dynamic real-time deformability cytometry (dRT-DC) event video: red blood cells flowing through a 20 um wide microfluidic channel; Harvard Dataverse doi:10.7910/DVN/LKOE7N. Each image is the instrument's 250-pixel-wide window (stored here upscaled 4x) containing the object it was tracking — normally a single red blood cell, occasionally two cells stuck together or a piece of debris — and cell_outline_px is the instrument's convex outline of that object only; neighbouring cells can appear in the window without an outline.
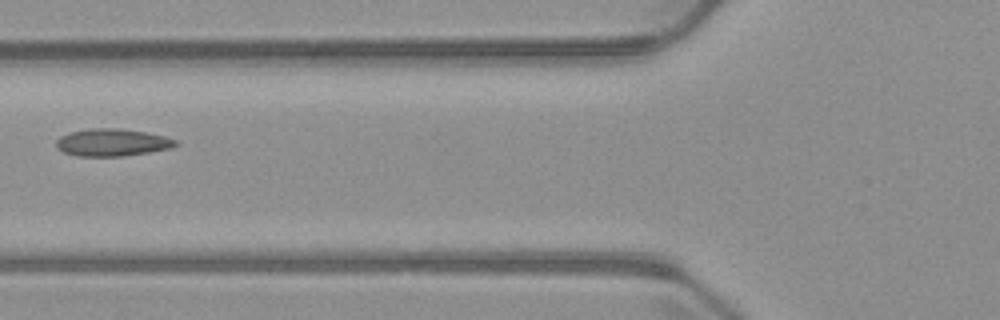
{"species": "common noctule bat (a hibernating species)", "species_latin": "Nyctalus noctula", "temperature_condition": "warm", "stored_images_in_passage": 6, "camera_frame_rate_fps": 3000, "um_per_image_px": 0.085, "animal": {"sex": "male", "body_mass_g": 23.1, "forearm_length_mm": 52.7}, "frame": {"image": 1, "passage_image": 5, "time_ms": 5.0, "image_size_px": [1000, 320], "cell_outline_px": [[180, 144], [172, 148], [124, 156], [76, 156], [64, 152], [56, 148], [56, 140], [60, 136], [68, 132], [88, 128], [120, 128], [144, 132], [164, 136], [176, 140]], "centroid_in_image_um": [9.51, 12.1], "position_along_channel_um": 116.3, "area_um2": 19.19}}
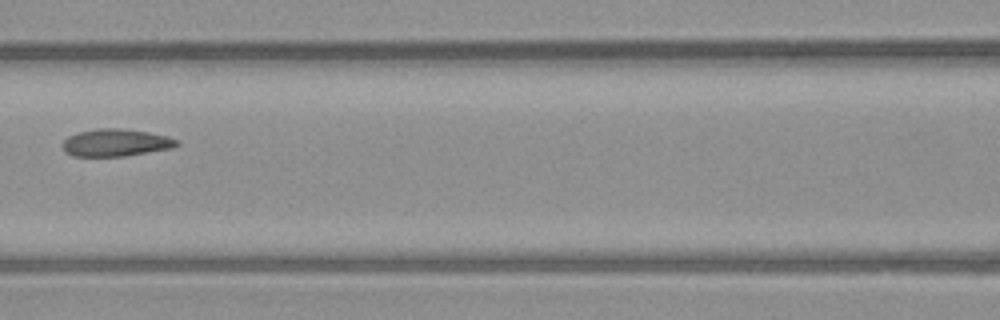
{"frame": {"image": 2, "passage_image": 6, "time_ms": 6.0, "image_size_px": [1000, 320], "cell_outline_px": [[180, 144], [172, 148], [124, 156], [72, 156], [64, 152], [60, 144], [68, 136], [76, 132], [96, 128], [120, 128], [148, 132], [168, 136], [180, 140]], "centroid_in_image_um": [9.81, 12.12], "position_along_channel_um": 156.8, "area_um2": 18.5}}